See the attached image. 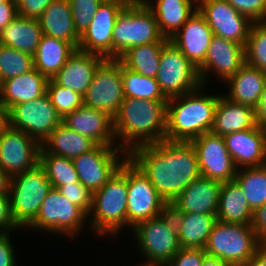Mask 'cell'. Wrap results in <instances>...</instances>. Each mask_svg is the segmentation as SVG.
Returning a JSON list of instances; mask_svg holds the SVG:
<instances>
[{"instance_id": "obj_1", "label": "cell", "mask_w": 266, "mask_h": 266, "mask_svg": "<svg viewBox=\"0 0 266 266\" xmlns=\"http://www.w3.org/2000/svg\"><path fill=\"white\" fill-rule=\"evenodd\" d=\"M127 158L150 180L168 205L201 176L191 142L162 140L134 148Z\"/></svg>"}, {"instance_id": "obj_2", "label": "cell", "mask_w": 266, "mask_h": 266, "mask_svg": "<svg viewBox=\"0 0 266 266\" xmlns=\"http://www.w3.org/2000/svg\"><path fill=\"white\" fill-rule=\"evenodd\" d=\"M167 102L124 98L113 118L117 146L128 154L136 147L166 140Z\"/></svg>"}, {"instance_id": "obj_3", "label": "cell", "mask_w": 266, "mask_h": 266, "mask_svg": "<svg viewBox=\"0 0 266 266\" xmlns=\"http://www.w3.org/2000/svg\"><path fill=\"white\" fill-rule=\"evenodd\" d=\"M204 89L201 85L190 93L168 99L166 140L190 142L211 132L220 94L204 95Z\"/></svg>"}, {"instance_id": "obj_4", "label": "cell", "mask_w": 266, "mask_h": 266, "mask_svg": "<svg viewBox=\"0 0 266 266\" xmlns=\"http://www.w3.org/2000/svg\"><path fill=\"white\" fill-rule=\"evenodd\" d=\"M127 178L118 170L106 184L93 192L89 228L99 236H118L127 227Z\"/></svg>"}, {"instance_id": "obj_5", "label": "cell", "mask_w": 266, "mask_h": 266, "mask_svg": "<svg viewBox=\"0 0 266 266\" xmlns=\"http://www.w3.org/2000/svg\"><path fill=\"white\" fill-rule=\"evenodd\" d=\"M152 11L145 3L125 6L119 13L112 32V59H118L132 47L149 43H167Z\"/></svg>"}, {"instance_id": "obj_6", "label": "cell", "mask_w": 266, "mask_h": 266, "mask_svg": "<svg viewBox=\"0 0 266 266\" xmlns=\"http://www.w3.org/2000/svg\"><path fill=\"white\" fill-rule=\"evenodd\" d=\"M131 230L146 260L138 266H165L181 248L177 225L169 210L138 223Z\"/></svg>"}, {"instance_id": "obj_7", "label": "cell", "mask_w": 266, "mask_h": 266, "mask_svg": "<svg viewBox=\"0 0 266 266\" xmlns=\"http://www.w3.org/2000/svg\"><path fill=\"white\" fill-rule=\"evenodd\" d=\"M52 188L40 163L12 176L9 194L11 213L19 228H27L36 219Z\"/></svg>"}, {"instance_id": "obj_8", "label": "cell", "mask_w": 266, "mask_h": 266, "mask_svg": "<svg viewBox=\"0 0 266 266\" xmlns=\"http://www.w3.org/2000/svg\"><path fill=\"white\" fill-rule=\"evenodd\" d=\"M262 246L251 224L216 221L209 235L205 252L230 266L248 261Z\"/></svg>"}, {"instance_id": "obj_9", "label": "cell", "mask_w": 266, "mask_h": 266, "mask_svg": "<svg viewBox=\"0 0 266 266\" xmlns=\"http://www.w3.org/2000/svg\"><path fill=\"white\" fill-rule=\"evenodd\" d=\"M119 171L127 178V227L165 213L169 205L150 180L127 158Z\"/></svg>"}, {"instance_id": "obj_10", "label": "cell", "mask_w": 266, "mask_h": 266, "mask_svg": "<svg viewBox=\"0 0 266 266\" xmlns=\"http://www.w3.org/2000/svg\"><path fill=\"white\" fill-rule=\"evenodd\" d=\"M88 216L75 204L52 188L44 199L36 219L27 227L74 240L85 228ZM74 237V238H73Z\"/></svg>"}, {"instance_id": "obj_11", "label": "cell", "mask_w": 266, "mask_h": 266, "mask_svg": "<svg viewBox=\"0 0 266 266\" xmlns=\"http://www.w3.org/2000/svg\"><path fill=\"white\" fill-rule=\"evenodd\" d=\"M156 80L167 99L190 93L202 85L197 68L170 41L162 47Z\"/></svg>"}, {"instance_id": "obj_12", "label": "cell", "mask_w": 266, "mask_h": 266, "mask_svg": "<svg viewBox=\"0 0 266 266\" xmlns=\"http://www.w3.org/2000/svg\"><path fill=\"white\" fill-rule=\"evenodd\" d=\"M84 97V105L106 112L112 118L124 100L121 63L105 59L95 71Z\"/></svg>"}, {"instance_id": "obj_13", "label": "cell", "mask_w": 266, "mask_h": 266, "mask_svg": "<svg viewBox=\"0 0 266 266\" xmlns=\"http://www.w3.org/2000/svg\"><path fill=\"white\" fill-rule=\"evenodd\" d=\"M8 118L11 128L24 131L40 144L62 123L47 92L35 100L12 106Z\"/></svg>"}, {"instance_id": "obj_14", "label": "cell", "mask_w": 266, "mask_h": 266, "mask_svg": "<svg viewBox=\"0 0 266 266\" xmlns=\"http://www.w3.org/2000/svg\"><path fill=\"white\" fill-rule=\"evenodd\" d=\"M126 159L127 153L118 146L97 145L72 161L80 182L93 193L113 177Z\"/></svg>"}, {"instance_id": "obj_15", "label": "cell", "mask_w": 266, "mask_h": 266, "mask_svg": "<svg viewBox=\"0 0 266 266\" xmlns=\"http://www.w3.org/2000/svg\"><path fill=\"white\" fill-rule=\"evenodd\" d=\"M41 144L22 130L8 126L0 134V167L11 177L40 162Z\"/></svg>"}, {"instance_id": "obj_16", "label": "cell", "mask_w": 266, "mask_h": 266, "mask_svg": "<svg viewBox=\"0 0 266 266\" xmlns=\"http://www.w3.org/2000/svg\"><path fill=\"white\" fill-rule=\"evenodd\" d=\"M190 142L197 153L201 176L221 183L234 180L237 168L226 147L224 137L208 132Z\"/></svg>"}, {"instance_id": "obj_17", "label": "cell", "mask_w": 266, "mask_h": 266, "mask_svg": "<svg viewBox=\"0 0 266 266\" xmlns=\"http://www.w3.org/2000/svg\"><path fill=\"white\" fill-rule=\"evenodd\" d=\"M197 9L215 36L245 47L253 22L234 9L227 0H202Z\"/></svg>"}, {"instance_id": "obj_18", "label": "cell", "mask_w": 266, "mask_h": 266, "mask_svg": "<svg viewBox=\"0 0 266 266\" xmlns=\"http://www.w3.org/2000/svg\"><path fill=\"white\" fill-rule=\"evenodd\" d=\"M245 64V47L223 37L213 36L204 62L197 68L202 85L211 73L225 82ZM213 71V72H212Z\"/></svg>"}, {"instance_id": "obj_19", "label": "cell", "mask_w": 266, "mask_h": 266, "mask_svg": "<svg viewBox=\"0 0 266 266\" xmlns=\"http://www.w3.org/2000/svg\"><path fill=\"white\" fill-rule=\"evenodd\" d=\"M124 7L119 2L103 0L89 26L80 35L78 49L112 59V32Z\"/></svg>"}, {"instance_id": "obj_20", "label": "cell", "mask_w": 266, "mask_h": 266, "mask_svg": "<svg viewBox=\"0 0 266 266\" xmlns=\"http://www.w3.org/2000/svg\"><path fill=\"white\" fill-rule=\"evenodd\" d=\"M222 183L199 176L169 205L171 213L217 214Z\"/></svg>"}, {"instance_id": "obj_21", "label": "cell", "mask_w": 266, "mask_h": 266, "mask_svg": "<svg viewBox=\"0 0 266 266\" xmlns=\"http://www.w3.org/2000/svg\"><path fill=\"white\" fill-rule=\"evenodd\" d=\"M213 36L212 29L197 9L169 41L198 68L205 60Z\"/></svg>"}, {"instance_id": "obj_22", "label": "cell", "mask_w": 266, "mask_h": 266, "mask_svg": "<svg viewBox=\"0 0 266 266\" xmlns=\"http://www.w3.org/2000/svg\"><path fill=\"white\" fill-rule=\"evenodd\" d=\"M237 169L266 165V129L259 125L224 136Z\"/></svg>"}, {"instance_id": "obj_23", "label": "cell", "mask_w": 266, "mask_h": 266, "mask_svg": "<svg viewBox=\"0 0 266 266\" xmlns=\"http://www.w3.org/2000/svg\"><path fill=\"white\" fill-rule=\"evenodd\" d=\"M62 123L93 140L97 145L117 146L113 118L106 112L85 105L67 114Z\"/></svg>"}, {"instance_id": "obj_24", "label": "cell", "mask_w": 266, "mask_h": 266, "mask_svg": "<svg viewBox=\"0 0 266 266\" xmlns=\"http://www.w3.org/2000/svg\"><path fill=\"white\" fill-rule=\"evenodd\" d=\"M104 60L103 56L77 49L52 80L84 96L95 71Z\"/></svg>"}, {"instance_id": "obj_25", "label": "cell", "mask_w": 266, "mask_h": 266, "mask_svg": "<svg viewBox=\"0 0 266 266\" xmlns=\"http://www.w3.org/2000/svg\"><path fill=\"white\" fill-rule=\"evenodd\" d=\"M48 80L35 68L5 80L0 84V101L9 110L12 106L35 100L46 93Z\"/></svg>"}, {"instance_id": "obj_26", "label": "cell", "mask_w": 266, "mask_h": 266, "mask_svg": "<svg viewBox=\"0 0 266 266\" xmlns=\"http://www.w3.org/2000/svg\"><path fill=\"white\" fill-rule=\"evenodd\" d=\"M225 83L229 87L228 93L224 94L225 97L256 109L266 83V73L245 63Z\"/></svg>"}, {"instance_id": "obj_27", "label": "cell", "mask_w": 266, "mask_h": 266, "mask_svg": "<svg viewBox=\"0 0 266 266\" xmlns=\"http://www.w3.org/2000/svg\"><path fill=\"white\" fill-rule=\"evenodd\" d=\"M255 109L235 103L222 94L215 109L211 132L224 137L233 132L244 131L256 126Z\"/></svg>"}, {"instance_id": "obj_28", "label": "cell", "mask_w": 266, "mask_h": 266, "mask_svg": "<svg viewBox=\"0 0 266 266\" xmlns=\"http://www.w3.org/2000/svg\"><path fill=\"white\" fill-rule=\"evenodd\" d=\"M154 1L143 0L154 14L159 31L166 39L173 37L197 10V6L190 0Z\"/></svg>"}, {"instance_id": "obj_29", "label": "cell", "mask_w": 266, "mask_h": 266, "mask_svg": "<svg viewBox=\"0 0 266 266\" xmlns=\"http://www.w3.org/2000/svg\"><path fill=\"white\" fill-rule=\"evenodd\" d=\"M43 35L71 43L78 49L80 35L75 30L69 0H55L39 18Z\"/></svg>"}, {"instance_id": "obj_30", "label": "cell", "mask_w": 266, "mask_h": 266, "mask_svg": "<svg viewBox=\"0 0 266 266\" xmlns=\"http://www.w3.org/2000/svg\"><path fill=\"white\" fill-rule=\"evenodd\" d=\"M42 35L39 19L17 15L0 32V45L34 55Z\"/></svg>"}, {"instance_id": "obj_31", "label": "cell", "mask_w": 266, "mask_h": 266, "mask_svg": "<svg viewBox=\"0 0 266 266\" xmlns=\"http://www.w3.org/2000/svg\"><path fill=\"white\" fill-rule=\"evenodd\" d=\"M177 225L181 247L205 248L212 228L217 221L216 214L172 213Z\"/></svg>"}, {"instance_id": "obj_32", "label": "cell", "mask_w": 266, "mask_h": 266, "mask_svg": "<svg viewBox=\"0 0 266 266\" xmlns=\"http://www.w3.org/2000/svg\"><path fill=\"white\" fill-rule=\"evenodd\" d=\"M97 144L90 138L77 133L65 124H59L41 144L49 154L73 159L90 152Z\"/></svg>"}, {"instance_id": "obj_33", "label": "cell", "mask_w": 266, "mask_h": 266, "mask_svg": "<svg viewBox=\"0 0 266 266\" xmlns=\"http://www.w3.org/2000/svg\"><path fill=\"white\" fill-rule=\"evenodd\" d=\"M76 50L69 42L42 35L33 55L34 68L52 79Z\"/></svg>"}, {"instance_id": "obj_34", "label": "cell", "mask_w": 266, "mask_h": 266, "mask_svg": "<svg viewBox=\"0 0 266 266\" xmlns=\"http://www.w3.org/2000/svg\"><path fill=\"white\" fill-rule=\"evenodd\" d=\"M216 218L221 222L252 223L253 211L235 180L222 183Z\"/></svg>"}, {"instance_id": "obj_35", "label": "cell", "mask_w": 266, "mask_h": 266, "mask_svg": "<svg viewBox=\"0 0 266 266\" xmlns=\"http://www.w3.org/2000/svg\"><path fill=\"white\" fill-rule=\"evenodd\" d=\"M166 43H149L132 47L117 60L127 69L146 77L156 78L162 47Z\"/></svg>"}, {"instance_id": "obj_36", "label": "cell", "mask_w": 266, "mask_h": 266, "mask_svg": "<svg viewBox=\"0 0 266 266\" xmlns=\"http://www.w3.org/2000/svg\"><path fill=\"white\" fill-rule=\"evenodd\" d=\"M234 180L253 212L266 204V165L237 169Z\"/></svg>"}, {"instance_id": "obj_37", "label": "cell", "mask_w": 266, "mask_h": 266, "mask_svg": "<svg viewBox=\"0 0 266 266\" xmlns=\"http://www.w3.org/2000/svg\"><path fill=\"white\" fill-rule=\"evenodd\" d=\"M123 94L125 98L144 100H168L160 89L156 78L125 68L121 64Z\"/></svg>"}, {"instance_id": "obj_38", "label": "cell", "mask_w": 266, "mask_h": 266, "mask_svg": "<svg viewBox=\"0 0 266 266\" xmlns=\"http://www.w3.org/2000/svg\"><path fill=\"white\" fill-rule=\"evenodd\" d=\"M39 163L43 166L54 189H58L62 185L80 182L74 163L70 158L49 154L41 148Z\"/></svg>"}, {"instance_id": "obj_39", "label": "cell", "mask_w": 266, "mask_h": 266, "mask_svg": "<svg viewBox=\"0 0 266 266\" xmlns=\"http://www.w3.org/2000/svg\"><path fill=\"white\" fill-rule=\"evenodd\" d=\"M34 69L33 55L0 45V82Z\"/></svg>"}, {"instance_id": "obj_40", "label": "cell", "mask_w": 266, "mask_h": 266, "mask_svg": "<svg viewBox=\"0 0 266 266\" xmlns=\"http://www.w3.org/2000/svg\"><path fill=\"white\" fill-rule=\"evenodd\" d=\"M245 63L266 73V21L253 22L250 27Z\"/></svg>"}, {"instance_id": "obj_41", "label": "cell", "mask_w": 266, "mask_h": 266, "mask_svg": "<svg viewBox=\"0 0 266 266\" xmlns=\"http://www.w3.org/2000/svg\"><path fill=\"white\" fill-rule=\"evenodd\" d=\"M46 92L62 119L84 105L83 95L56 84L52 79L48 80Z\"/></svg>"}, {"instance_id": "obj_42", "label": "cell", "mask_w": 266, "mask_h": 266, "mask_svg": "<svg viewBox=\"0 0 266 266\" xmlns=\"http://www.w3.org/2000/svg\"><path fill=\"white\" fill-rule=\"evenodd\" d=\"M103 0H69L75 30L81 35Z\"/></svg>"}, {"instance_id": "obj_43", "label": "cell", "mask_w": 266, "mask_h": 266, "mask_svg": "<svg viewBox=\"0 0 266 266\" xmlns=\"http://www.w3.org/2000/svg\"><path fill=\"white\" fill-rule=\"evenodd\" d=\"M57 190L70 202L78 206L87 216L89 215L93 193L81 182L62 185Z\"/></svg>"}, {"instance_id": "obj_44", "label": "cell", "mask_w": 266, "mask_h": 266, "mask_svg": "<svg viewBox=\"0 0 266 266\" xmlns=\"http://www.w3.org/2000/svg\"><path fill=\"white\" fill-rule=\"evenodd\" d=\"M240 14L252 22L266 21V0H227Z\"/></svg>"}, {"instance_id": "obj_45", "label": "cell", "mask_w": 266, "mask_h": 266, "mask_svg": "<svg viewBox=\"0 0 266 266\" xmlns=\"http://www.w3.org/2000/svg\"><path fill=\"white\" fill-rule=\"evenodd\" d=\"M206 254L204 248L181 247L165 266H201Z\"/></svg>"}, {"instance_id": "obj_46", "label": "cell", "mask_w": 266, "mask_h": 266, "mask_svg": "<svg viewBox=\"0 0 266 266\" xmlns=\"http://www.w3.org/2000/svg\"><path fill=\"white\" fill-rule=\"evenodd\" d=\"M53 1L55 0H16L17 14L21 17L39 19Z\"/></svg>"}, {"instance_id": "obj_47", "label": "cell", "mask_w": 266, "mask_h": 266, "mask_svg": "<svg viewBox=\"0 0 266 266\" xmlns=\"http://www.w3.org/2000/svg\"><path fill=\"white\" fill-rule=\"evenodd\" d=\"M18 228L12 217L10 196L0 195V233H10Z\"/></svg>"}, {"instance_id": "obj_48", "label": "cell", "mask_w": 266, "mask_h": 266, "mask_svg": "<svg viewBox=\"0 0 266 266\" xmlns=\"http://www.w3.org/2000/svg\"><path fill=\"white\" fill-rule=\"evenodd\" d=\"M10 233H0V266H17L15 248Z\"/></svg>"}, {"instance_id": "obj_49", "label": "cell", "mask_w": 266, "mask_h": 266, "mask_svg": "<svg viewBox=\"0 0 266 266\" xmlns=\"http://www.w3.org/2000/svg\"><path fill=\"white\" fill-rule=\"evenodd\" d=\"M251 227L256 238L262 244H266V204L253 212Z\"/></svg>"}, {"instance_id": "obj_50", "label": "cell", "mask_w": 266, "mask_h": 266, "mask_svg": "<svg viewBox=\"0 0 266 266\" xmlns=\"http://www.w3.org/2000/svg\"><path fill=\"white\" fill-rule=\"evenodd\" d=\"M16 0H7L0 4V32L17 17Z\"/></svg>"}, {"instance_id": "obj_51", "label": "cell", "mask_w": 266, "mask_h": 266, "mask_svg": "<svg viewBox=\"0 0 266 266\" xmlns=\"http://www.w3.org/2000/svg\"><path fill=\"white\" fill-rule=\"evenodd\" d=\"M256 124L266 129V83L263 88L260 101L255 109Z\"/></svg>"}, {"instance_id": "obj_52", "label": "cell", "mask_w": 266, "mask_h": 266, "mask_svg": "<svg viewBox=\"0 0 266 266\" xmlns=\"http://www.w3.org/2000/svg\"><path fill=\"white\" fill-rule=\"evenodd\" d=\"M240 266H266V245L262 244L253 256Z\"/></svg>"}, {"instance_id": "obj_53", "label": "cell", "mask_w": 266, "mask_h": 266, "mask_svg": "<svg viewBox=\"0 0 266 266\" xmlns=\"http://www.w3.org/2000/svg\"><path fill=\"white\" fill-rule=\"evenodd\" d=\"M12 177L0 167V195H9Z\"/></svg>"}, {"instance_id": "obj_54", "label": "cell", "mask_w": 266, "mask_h": 266, "mask_svg": "<svg viewBox=\"0 0 266 266\" xmlns=\"http://www.w3.org/2000/svg\"><path fill=\"white\" fill-rule=\"evenodd\" d=\"M9 126L8 109L0 101V134Z\"/></svg>"}, {"instance_id": "obj_55", "label": "cell", "mask_w": 266, "mask_h": 266, "mask_svg": "<svg viewBox=\"0 0 266 266\" xmlns=\"http://www.w3.org/2000/svg\"><path fill=\"white\" fill-rule=\"evenodd\" d=\"M201 266H230V265L217 257L206 254L204 256V260Z\"/></svg>"}, {"instance_id": "obj_56", "label": "cell", "mask_w": 266, "mask_h": 266, "mask_svg": "<svg viewBox=\"0 0 266 266\" xmlns=\"http://www.w3.org/2000/svg\"><path fill=\"white\" fill-rule=\"evenodd\" d=\"M105 1H116L123 4L124 6H128L138 2H142L143 0H105Z\"/></svg>"}, {"instance_id": "obj_57", "label": "cell", "mask_w": 266, "mask_h": 266, "mask_svg": "<svg viewBox=\"0 0 266 266\" xmlns=\"http://www.w3.org/2000/svg\"><path fill=\"white\" fill-rule=\"evenodd\" d=\"M192 1L196 6H198V4L202 1V0H190Z\"/></svg>"}, {"instance_id": "obj_58", "label": "cell", "mask_w": 266, "mask_h": 266, "mask_svg": "<svg viewBox=\"0 0 266 266\" xmlns=\"http://www.w3.org/2000/svg\"><path fill=\"white\" fill-rule=\"evenodd\" d=\"M7 0H0V4L6 2Z\"/></svg>"}]
</instances>
